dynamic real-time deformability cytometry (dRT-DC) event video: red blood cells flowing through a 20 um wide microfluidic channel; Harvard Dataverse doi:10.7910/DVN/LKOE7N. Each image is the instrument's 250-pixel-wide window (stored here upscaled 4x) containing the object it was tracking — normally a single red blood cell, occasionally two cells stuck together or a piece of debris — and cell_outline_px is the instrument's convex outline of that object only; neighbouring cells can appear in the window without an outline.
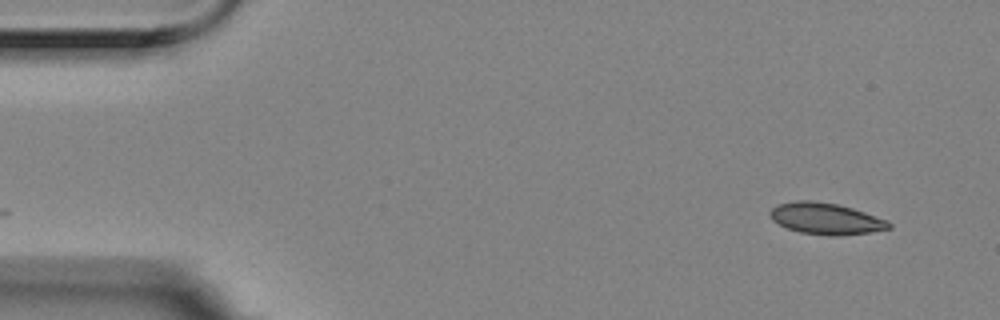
{"species": "Egyptian fruit bat (a non-hibernating species)", "species_latin": "Rousettus aegyptiacus", "temperature_condition": "room temperature", "stored_images_in_passage": 2, "camera_frame_rate_fps": 3000, "um_per_image_px": 0.085, "animal": {"sex": "female"}, "frame": {"image": 1, "passage_image": 2, "time_ms": 0.333, "image_size_px": [1000, 320], "cell_outline_px": [[892, 228], [868, 232], [836, 236], [828, 236], [800, 232], [788, 228], [772, 220], [768, 212], [776, 204], [796, 200], [812, 200], [836, 204], [852, 208], [888, 220], [892, 224]], "centroid_in_image_um": [70.18, 18.58], "position_along_channel_um": 14.8, "area_um2": 21.79}}